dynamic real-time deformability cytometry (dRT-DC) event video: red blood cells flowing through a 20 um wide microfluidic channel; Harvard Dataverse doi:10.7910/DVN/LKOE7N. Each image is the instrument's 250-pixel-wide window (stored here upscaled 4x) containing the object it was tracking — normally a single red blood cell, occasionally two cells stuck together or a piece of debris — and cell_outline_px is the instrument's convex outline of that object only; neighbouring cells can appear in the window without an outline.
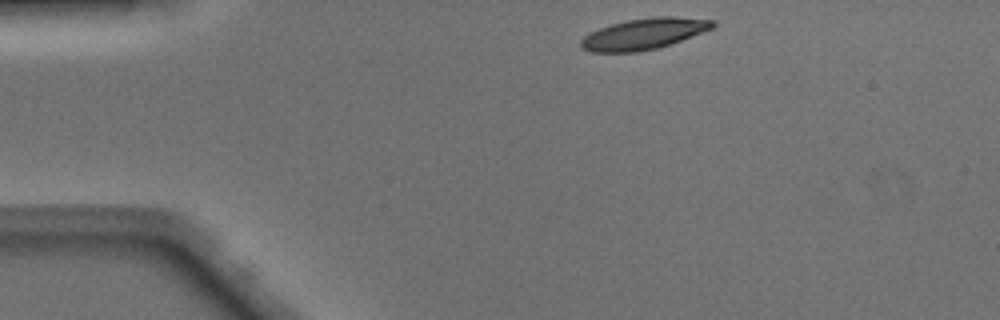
{"species": "Egyptian fruit bat (a non-hibernating species)", "species_latin": "Rousettus aegyptiacus", "temperature_condition": "warm", "stored_images_in_passage": 41, "camera_frame_rate_fps": 3000, "um_per_image_px": 0.085, "animal": {"sex": "male"}, "frame": {"image": 1, "passage_image": 1, "time_ms": 0.0, "image_size_px": [1000, 320], "cell_outline_px": [[716, 24], [712, 28], [680, 40], [656, 48], [636, 52], [592, 52], [580, 48], [580, 40], [584, 36], [600, 28], [612, 24], [628, 20], [652, 16], [672, 16], [716, 20]], "centroid_in_image_um": [54.71, 2.87], "position_along_channel_um": 30.3, "area_um2": 23.58}}
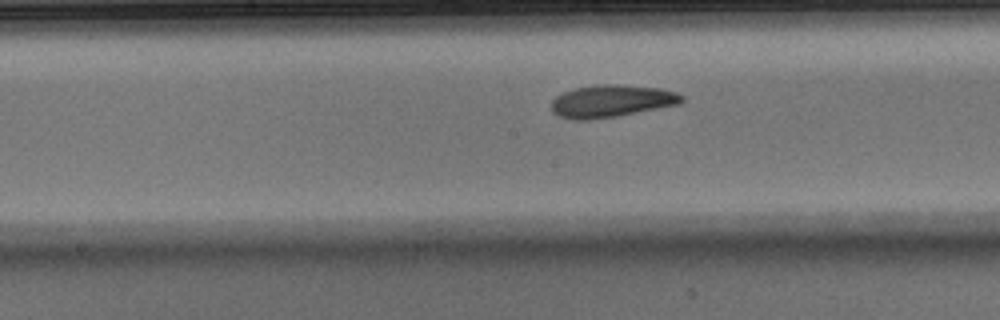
{"frame": {"image": 2, "passage_image": 17, "time_ms": 5.333, "image_size_px": [1000, 320], "cell_outline_px": [[684, 100], [680, 104], [616, 116], [588, 120], [572, 120], [560, 116], [552, 112], [552, 100], [556, 96], [564, 92], [576, 88], [596, 84], [616, 84], [660, 88], [676, 92], [684, 96]], "centroid_in_image_um": [51.98, 8.59], "position_along_channel_um": 196.2, "area_um2": 24.57}}
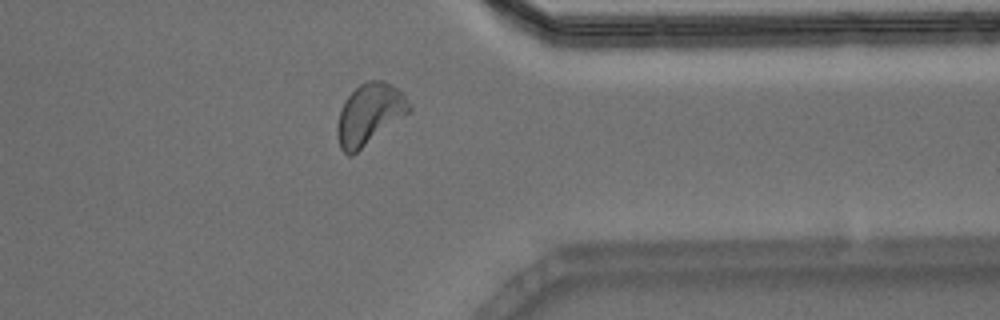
{"frame": {"image": 3, "passage_image": 31, "time_ms": 10.0, "image_size_px": [1000, 320], "cell_outline_px": [[412, 108], [408, 112], [352, 156], [348, 156], [340, 148], [336, 136], [336, 128], [340, 112], [344, 100], [360, 84], [368, 80], [384, 80], [400, 88], [404, 92]], "centroid_in_image_um": [31.39, 9.68], "position_along_channel_um": 380.0, "area_um2": 25.55}, "authors_computed_cell_mechanics": {"area_um2": 24.1026, "velocity_mm_per_s": 4.0973, "shape_relaxation_time_tau1_ms": 4.2594, "shape_relaxation_time_tau2_ms": 4.8913, "deformation_change_tau1": 0.1573, "deformation_change_tau2": 0.1086}}